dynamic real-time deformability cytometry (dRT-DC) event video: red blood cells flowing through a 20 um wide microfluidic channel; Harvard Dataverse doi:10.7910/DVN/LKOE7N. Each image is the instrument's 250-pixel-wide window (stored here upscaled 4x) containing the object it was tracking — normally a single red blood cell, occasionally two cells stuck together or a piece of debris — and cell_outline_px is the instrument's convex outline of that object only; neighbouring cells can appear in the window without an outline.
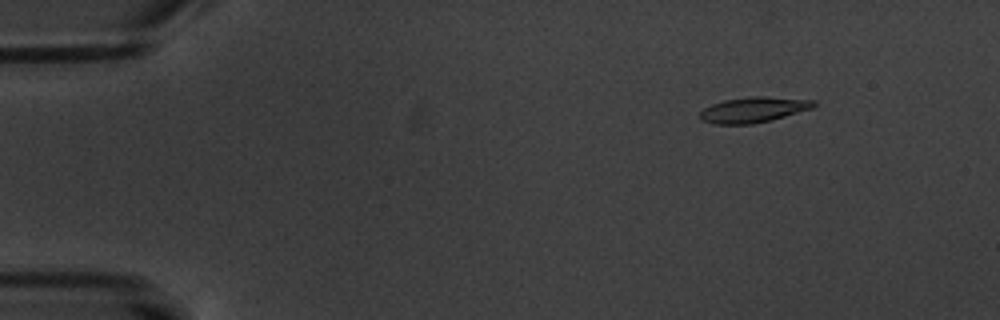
{"species": "common noctule bat (a hibernating species)", "species_latin": "Nyctalus noctula", "temperature_condition": "warm", "stored_images_in_passage": 5, "camera_frame_rate_fps": 3000, "um_per_image_px": 0.085, "animal": {"sex": "male", "body_mass_g": 20.1, "forearm_length_mm": 53.5}, "frame": {"image": 1, "passage_image": 2, "time_ms": 1.333, "image_size_px": [1000, 320], "cell_outline_px": [[816, 104], [812, 108], [772, 120], [752, 124], [712, 124], [700, 120], [700, 112], [704, 108], [712, 104], [724, 100], [752, 96], [764, 96], [816, 100]], "centroid_in_image_um": [64.03, 9.33], "position_along_channel_um": 21.0, "area_um2": 16.94}}
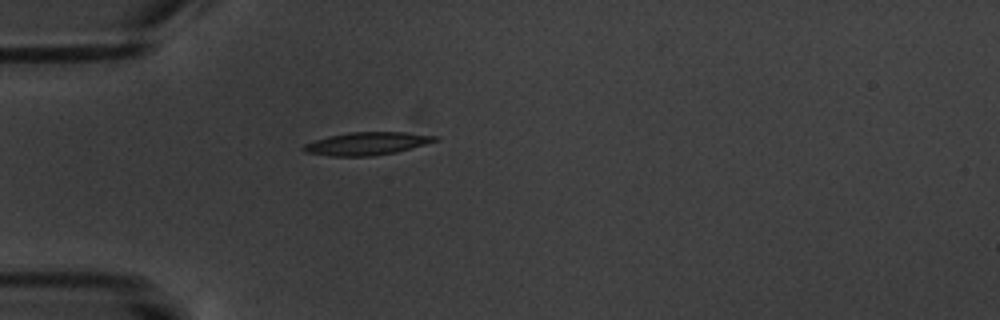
{"frame": {"image": 2, "passage_image": 5, "time_ms": 4.667, "image_size_px": [1000, 320], "cell_outline_px": [[440, 140], [396, 152], [372, 156], [332, 156], [304, 152], [300, 148], [304, 144], [328, 136], [348, 132], [404, 132], [440, 136]], "centroid_in_image_um": [31.19, 12.2], "position_along_channel_um": 53.8, "area_um2": 17.57}}